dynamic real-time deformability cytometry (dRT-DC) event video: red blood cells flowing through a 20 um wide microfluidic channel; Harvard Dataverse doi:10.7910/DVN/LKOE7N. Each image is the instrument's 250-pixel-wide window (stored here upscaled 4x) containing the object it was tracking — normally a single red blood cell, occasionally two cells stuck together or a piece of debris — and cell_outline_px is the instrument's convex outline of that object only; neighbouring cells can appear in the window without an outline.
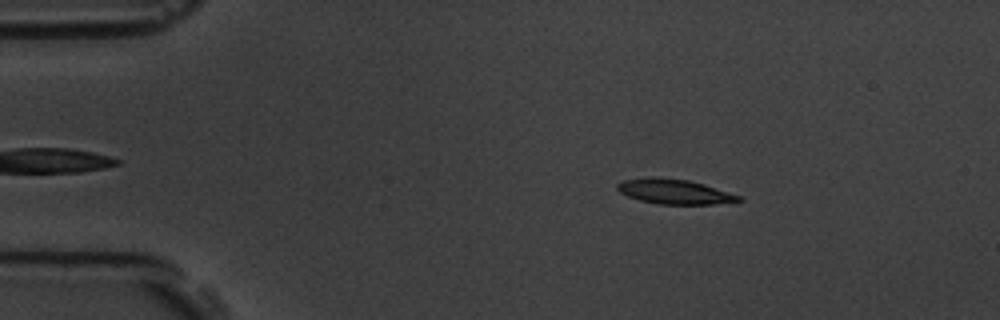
{"species": "common noctule bat (a hibernating species)", "species_latin": "Nyctalus noctula", "temperature_condition": "room temperature", "stored_images_in_passage": 4, "camera_frame_rate_fps": 3000, "um_per_image_px": 0.085, "animal": {"sex": "male", "body_mass_g": 19.5, "forearm_length_mm": 54.6}, "frame": {"image": 1, "passage_image": 2, "time_ms": 1.0, "image_size_px": [1000, 320], "cell_outline_px": [[744, 200], [712, 204], [660, 204], [640, 200], [628, 196], [620, 192], [616, 188], [616, 184], [624, 180], [652, 176], [660, 176], [688, 180], [704, 184], [740, 196]], "centroid_in_image_um": [57.28, 16.27], "position_along_channel_um": 27.7, "area_um2": 17.51}}